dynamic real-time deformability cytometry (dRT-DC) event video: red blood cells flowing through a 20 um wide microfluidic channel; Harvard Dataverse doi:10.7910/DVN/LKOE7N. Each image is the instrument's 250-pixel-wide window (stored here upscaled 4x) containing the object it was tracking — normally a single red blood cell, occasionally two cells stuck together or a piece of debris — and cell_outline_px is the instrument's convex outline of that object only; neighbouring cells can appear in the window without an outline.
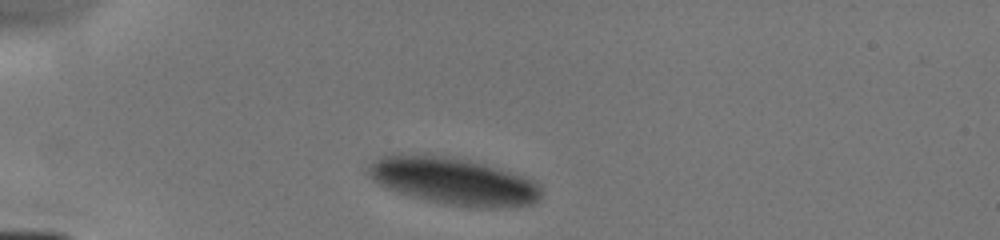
{"species": "human", "species_latin": "Homo sapiens", "temperature_condition": "cold", "stored_images_in_passage": 2, "camera_frame_rate_fps": 3000, "um_per_image_px": 0.085, "donor": {"sex": "male"}, "frame": {"image": 1, "passage_image": 1, "time_ms": 0.0, "image_size_px": [1000, 240], "cell_outline_px": [[540, 196], [532, 204], [508, 208], [480, 208], [448, 204], [428, 200], [412, 196], [388, 188], [372, 180], [368, 172], [368, 164], [380, 156], [388, 152], [400, 152], [452, 156], [484, 164], [536, 180], [540, 184]], "centroid_in_image_um": [38.51, 15.36], "position_along_channel_um": 46.5, "area_um2": 48.03}}